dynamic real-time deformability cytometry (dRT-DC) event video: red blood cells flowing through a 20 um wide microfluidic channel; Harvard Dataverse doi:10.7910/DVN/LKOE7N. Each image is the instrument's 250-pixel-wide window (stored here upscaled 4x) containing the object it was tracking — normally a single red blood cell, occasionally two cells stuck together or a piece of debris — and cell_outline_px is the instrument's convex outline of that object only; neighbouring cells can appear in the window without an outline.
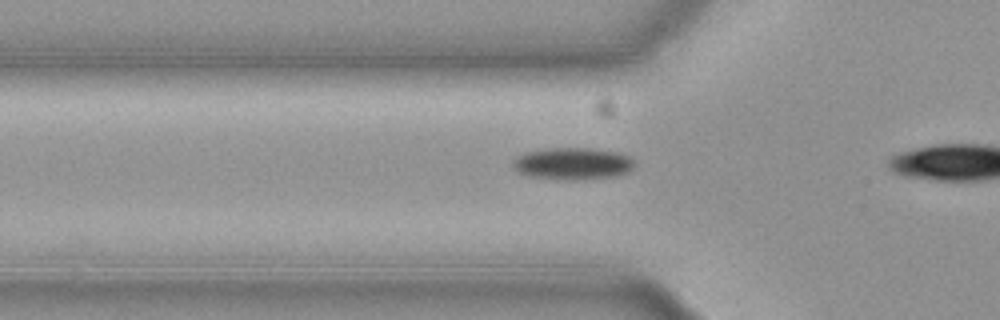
{"species": "common noctule bat (a hibernating species)", "species_latin": "Nyctalus noctula", "temperature_condition": "cold", "stored_images_in_passage": 8, "camera_frame_rate_fps": 3000, "um_per_image_px": 0.085, "animal": {"sex": "female", "body_mass_g": 19.3, "forearm_length_mm": 54.1}, "frame": {"image": 1, "passage_image": 2, "time_ms": 0.333, "image_size_px": [1000, 320], "cell_outline_px": [[636, 164], [628, 172], [616, 176], [576, 180], [556, 180], [524, 176], [512, 164], [520, 156], [528, 152], [548, 148], [588, 148], [616, 152], [628, 156]], "centroid_in_image_um": [48.7, 13.93], "position_along_channel_um": 77.1, "area_um2": 22.6}}
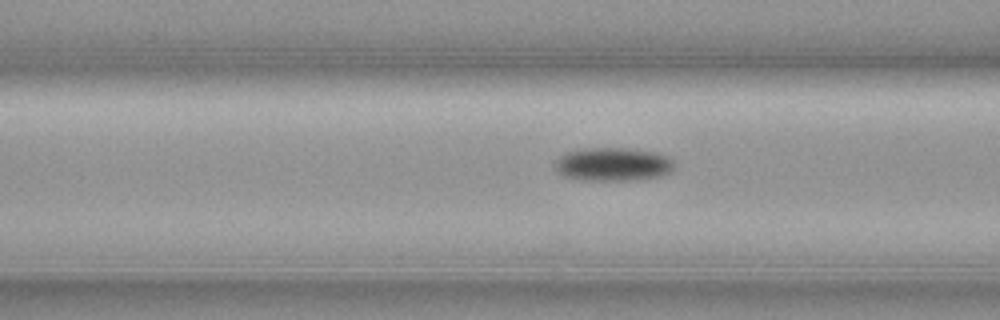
{"frame": {"image": 2, "passage_image": 5, "time_ms": 1.333, "image_size_px": [1000, 320], "cell_outline_px": [[676, 164], [672, 172], [660, 176], [636, 180], [580, 180], [564, 176], [556, 168], [556, 160], [560, 156], [568, 152], [584, 148], [628, 148], [656, 152], [668, 156]], "centroid_in_image_um": [52.17, 13.96], "position_along_channel_um": 114.4, "area_um2": 23.35}}